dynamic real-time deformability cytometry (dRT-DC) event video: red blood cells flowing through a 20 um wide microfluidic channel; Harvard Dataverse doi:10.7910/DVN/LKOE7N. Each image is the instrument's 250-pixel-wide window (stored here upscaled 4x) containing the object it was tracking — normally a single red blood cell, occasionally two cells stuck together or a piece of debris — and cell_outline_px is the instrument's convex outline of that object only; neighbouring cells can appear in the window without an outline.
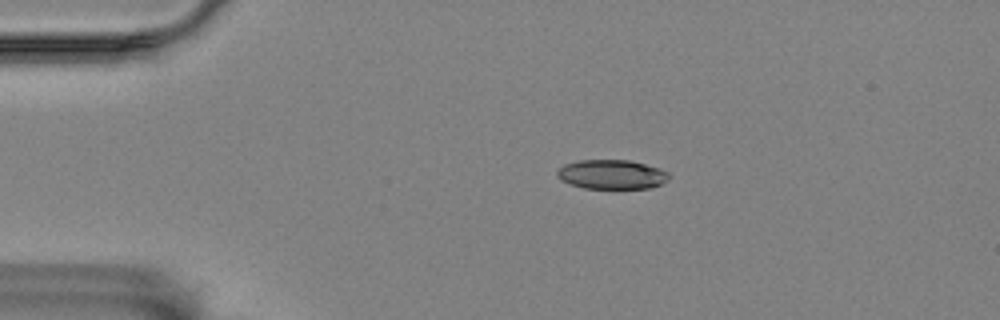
{"species": "Egyptian fruit bat (a non-hibernating species)", "species_latin": "Rousettus aegyptiacus", "temperature_condition": "room temperature", "stored_images_in_passage": 9, "camera_frame_rate_fps": 3000, "um_per_image_px": 0.085, "animal": {"sex": "female"}, "frame": {"image": 1, "passage_image": 1, "time_ms": 0.0, "image_size_px": [1000, 320], "cell_outline_px": [[668, 180], [652, 188], [584, 188], [560, 180], [556, 176], [556, 172], [564, 164], [580, 160], [628, 160], [660, 168], [668, 172]], "centroid_in_image_um": [51.99, 14.82], "position_along_channel_um": 33.0, "area_um2": 19.02}}
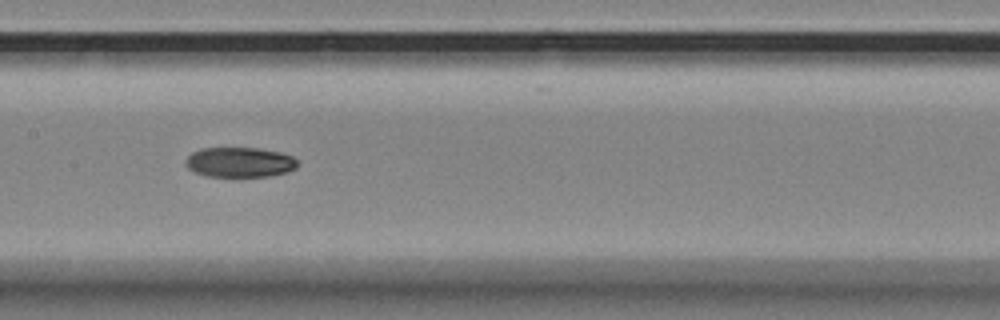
{"frame": {"image": 2, "passage_image": 6, "time_ms": 5.667, "image_size_px": [1000, 320], "cell_outline_px": [[300, 164], [296, 168], [288, 172], [268, 176], [204, 176], [188, 168], [184, 164], [188, 156], [192, 152], [200, 148], [260, 148], [280, 152], [292, 156]], "centroid_in_image_um": [20.39, 13.78], "position_along_channel_um": 187.0, "area_um2": 19.65}}
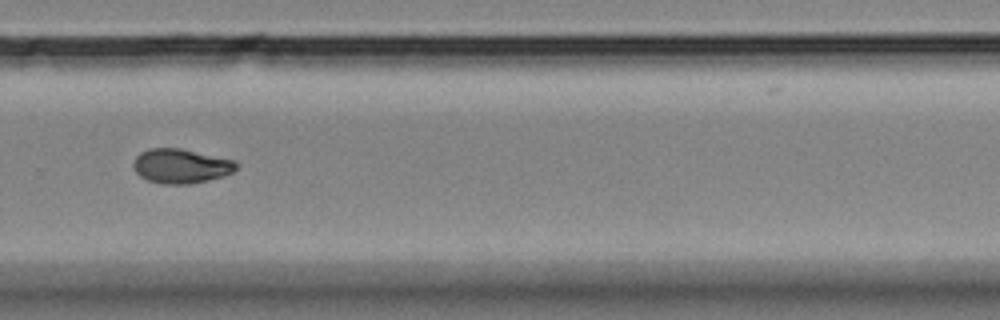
{"frame": {"image": 3, "passage_image": 9, "time_ms": 9.333, "image_size_px": [1000, 320], "cell_outline_px": [[236, 168], [232, 172], [224, 176], [192, 184], [160, 184], [148, 180], [140, 176], [136, 172], [132, 164], [136, 156], [140, 152], [148, 148], [180, 148], [236, 160]], "centroid_in_image_um": [15.36, 14.11], "position_along_channel_um": 314.4, "area_um2": 20.81}}